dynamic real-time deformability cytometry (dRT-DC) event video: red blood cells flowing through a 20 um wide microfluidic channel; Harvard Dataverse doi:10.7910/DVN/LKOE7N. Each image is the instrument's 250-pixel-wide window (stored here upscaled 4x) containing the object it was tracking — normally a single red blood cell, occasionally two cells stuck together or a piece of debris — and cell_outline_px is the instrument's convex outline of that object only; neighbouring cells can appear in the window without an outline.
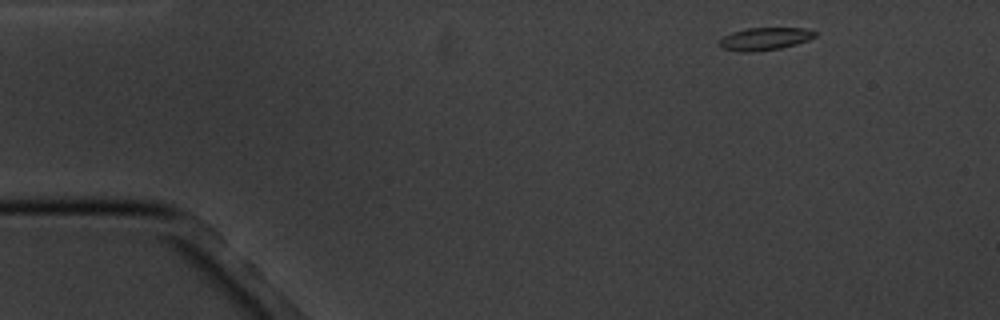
{"species": "common noctule bat (a hibernating species)", "species_latin": "Nyctalus noctula", "temperature_condition": "cold", "stored_images_in_passage": 4, "camera_frame_rate_fps": 3000, "um_per_image_px": 0.085, "animal": {"sex": "male", "body_mass_g": 20.1, "forearm_length_mm": 53.5}, "frame": {"image": 1, "passage_image": 1, "time_ms": 0.0, "image_size_px": [1000, 320], "cell_outline_px": [[816, 36], [808, 40], [796, 44], [780, 48], [752, 52], [740, 52], [720, 48], [716, 44], [724, 36], [732, 32], [744, 28], [804, 28], [816, 32]], "centroid_in_image_um": [64.95, 3.3], "position_along_channel_um": 20.1, "area_um2": 12.72}}
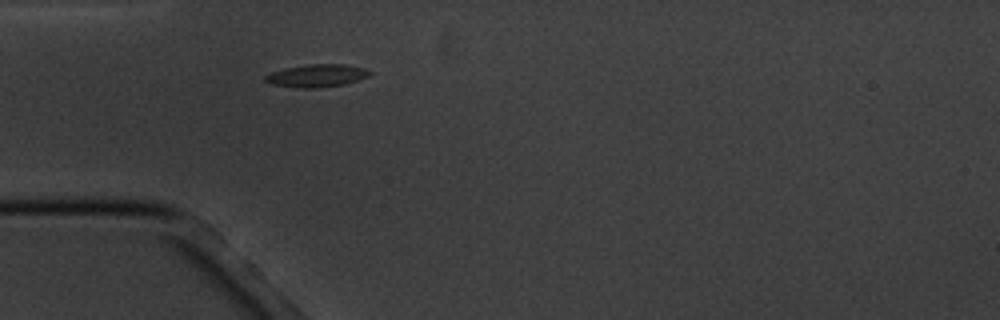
{"frame": {"image": 2, "passage_image": 4, "time_ms": 3.333, "image_size_px": [1000, 320], "cell_outline_px": [[372, 72], [368, 76], [344, 84], [316, 88], [296, 88], [272, 84], [264, 80], [264, 76], [272, 72], [284, 68], [308, 64], [344, 64], [364, 68]], "centroid_in_image_um": [26.89, 6.43], "position_along_channel_um": 58.1, "area_um2": 13.76}}